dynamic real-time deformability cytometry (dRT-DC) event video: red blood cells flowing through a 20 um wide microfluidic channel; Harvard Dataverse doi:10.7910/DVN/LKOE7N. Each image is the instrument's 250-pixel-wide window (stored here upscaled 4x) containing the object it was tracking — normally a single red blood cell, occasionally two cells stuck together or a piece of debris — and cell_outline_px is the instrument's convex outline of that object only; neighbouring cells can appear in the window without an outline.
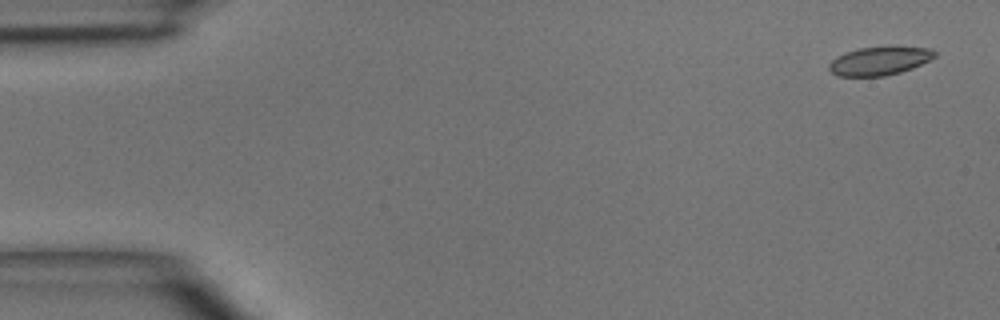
{"species": "common noctule bat (a hibernating species)", "species_latin": "Nyctalus noctula", "temperature_condition": "room temperature", "stored_images_in_passage": 4, "camera_frame_rate_fps": 3000, "um_per_image_px": 0.085, "animal": {"sex": "male", "body_mass_g": 15.6}, "frame": {"image": 1, "passage_image": 1, "time_ms": 0.0, "image_size_px": [1000, 320], "cell_outline_px": [[936, 56], [912, 68], [900, 72], [884, 76], [836, 76], [828, 68], [828, 64], [836, 56], [860, 48], [888, 44], [892, 44], [932, 48], [936, 52]], "centroid_in_image_um": [74.79, 5.13], "position_along_channel_um": 10.2, "area_um2": 18.09}}
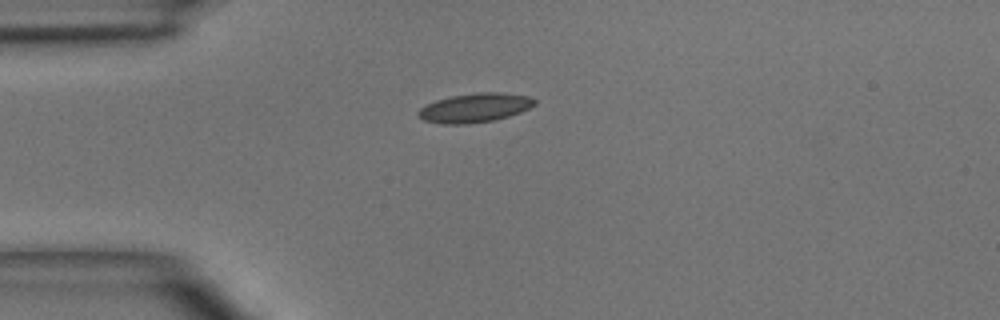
{"frame": {"image": 2, "passage_image": 4, "time_ms": 3.333, "image_size_px": [1000, 320], "cell_outline_px": [[536, 104], [520, 112], [508, 116], [492, 120], [468, 124], [440, 124], [424, 120], [416, 112], [420, 108], [436, 100], [452, 96], [480, 92], [500, 92], [528, 96], [536, 100]], "centroid_in_image_um": [40.36, 9.16], "position_along_channel_um": 44.6, "area_um2": 19.54}}